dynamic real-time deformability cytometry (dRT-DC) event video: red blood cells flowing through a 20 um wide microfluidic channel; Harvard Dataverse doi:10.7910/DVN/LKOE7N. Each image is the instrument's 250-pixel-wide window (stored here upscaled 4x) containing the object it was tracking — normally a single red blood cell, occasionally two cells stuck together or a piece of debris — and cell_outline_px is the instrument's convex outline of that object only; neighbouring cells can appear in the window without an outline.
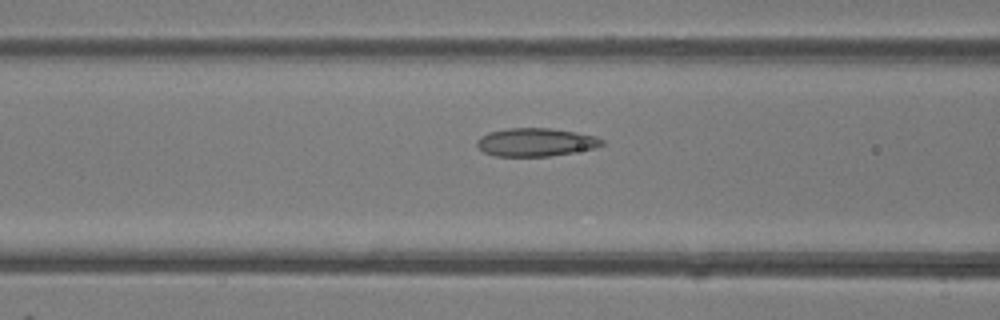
{"species": "common noctule bat (a hibernating species)", "species_latin": "Nyctalus noctula", "temperature_condition": "room temperature", "stored_images_in_passage": 46, "camera_frame_rate_fps": 3000, "um_per_image_px": 0.085, "animal": {"sex": "female"}, "frame": {"image": 1, "passage_image": 19, "time_ms": 6.0, "image_size_px": [1000, 320], "cell_outline_px": [[604, 144], [592, 148], [572, 152], [548, 156], [496, 156], [484, 152], [476, 144], [476, 140], [480, 136], [488, 132], [508, 128], [548, 128], [576, 132], [596, 136], [604, 140]], "centroid_in_image_um": [45.5, 12.08], "position_along_channel_um": 121.1, "area_um2": 20.4}}
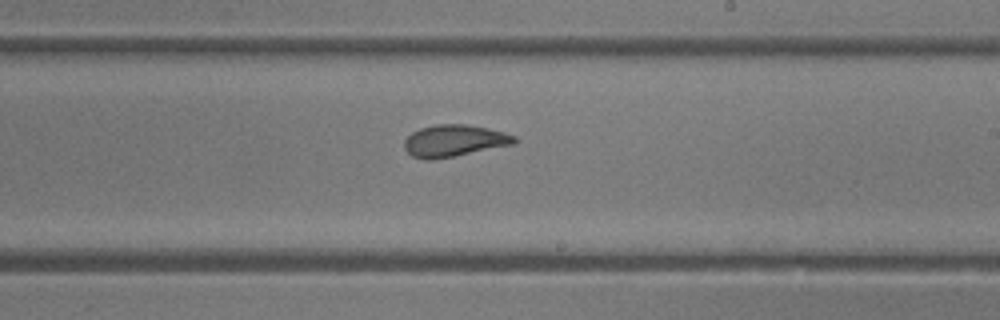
{"frame": {"image": 2, "passage_image": 28, "time_ms": 9.0, "image_size_px": [1000, 320], "cell_outline_px": [[516, 144], [456, 156], [432, 160], [424, 160], [412, 156], [404, 148], [404, 140], [412, 132], [420, 128], [436, 124], [464, 124], [488, 128], [504, 132], [516, 136]], "centroid_in_image_um": [38.61, 11.97], "position_along_channel_um": 250.4, "area_um2": 20.63}}
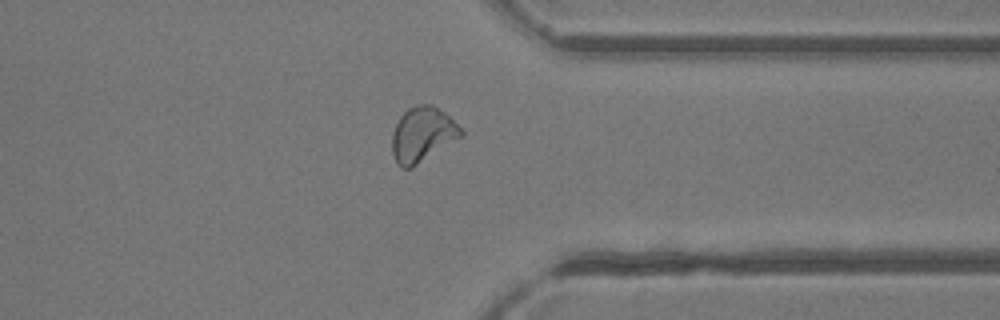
{"frame": {"image": 3, "passage_image": 37, "time_ms": 12.0, "image_size_px": [1000, 320], "cell_outline_px": [[464, 136], [412, 168], [400, 168], [396, 164], [392, 152], [392, 132], [400, 116], [408, 108], [416, 104], [432, 104], [444, 112], [464, 132]], "centroid_in_image_um": [35.9, 11.45], "position_along_channel_um": 375.5, "area_um2": 22.25}, "authors_computed_cell_mechanics": {"area_um2": 21.7906, "velocity_mm_per_s": 4.3105, "shape_relaxation_time_tau1_ms": 6.7622, "shape_relaxation_time_tau2_ms": 1.1123, "deformation_change_tau1": 0.1822, "deformation_change_tau2": 0.07}}